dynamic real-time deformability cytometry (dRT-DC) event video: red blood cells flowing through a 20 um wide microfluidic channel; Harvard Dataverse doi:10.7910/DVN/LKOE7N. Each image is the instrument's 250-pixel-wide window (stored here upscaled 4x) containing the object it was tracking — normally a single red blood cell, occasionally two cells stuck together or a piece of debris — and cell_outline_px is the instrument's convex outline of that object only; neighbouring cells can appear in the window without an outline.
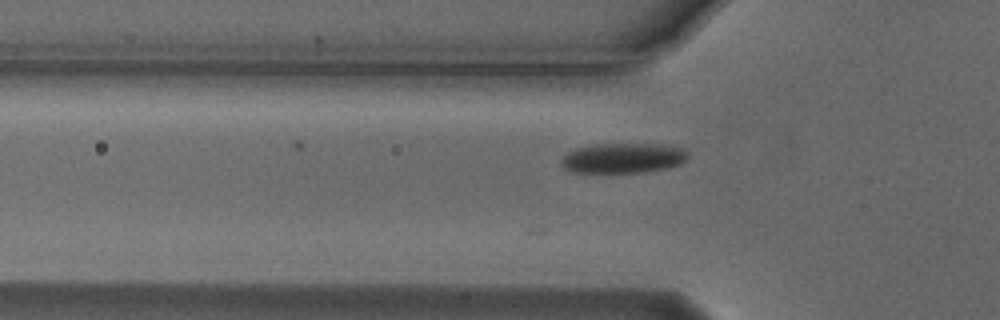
{"species": "Egyptian fruit bat (a non-hibernating species)", "species_latin": "Rousettus aegyptiacus", "temperature_condition": "cold", "stored_images_in_passage": 4, "camera_frame_rate_fps": 3000, "um_per_image_px": 0.085, "animal": {"sex": "male"}, "frame": {"image": 1, "passage_image": 4, "time_ms": 1.0, "image_size_px": [1000, 320], "cell_outline_px": [[688, 156], [680, 164], [664, 168], [644, 172], [568, 172], [560, 164], [560, 160], [568, 152], [576, 148], [596, 144], [660, 144], [684, 148], [688, 152]], "centroid_in_image_um": [52.93, 13.43], "position_along_channel_um": 72.9, "area_um2": 22.14}}